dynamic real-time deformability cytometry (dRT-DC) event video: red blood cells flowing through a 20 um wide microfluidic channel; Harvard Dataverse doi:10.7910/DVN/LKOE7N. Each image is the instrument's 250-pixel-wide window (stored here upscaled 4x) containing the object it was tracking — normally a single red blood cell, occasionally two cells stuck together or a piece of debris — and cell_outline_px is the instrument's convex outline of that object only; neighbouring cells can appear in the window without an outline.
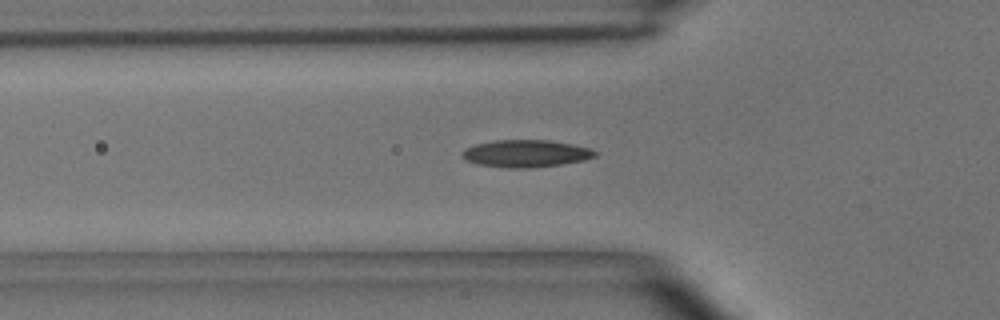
{"species": "common noctule bat (a hibernating species)", "species_latin": "Nyctalus noctula", "temperature_condition": "room temperature", "stored_images_in_passage": 37, "camera_frame_rate_fps": 3000, "um_per_image_px": 0.085, "animal": {"sex": "male", "body_mass_g": 15.6}, "frame": {"image": 1, "passage_image": 4, "time_ms": 1.0, "image_size_px": [1000, 320], "cell_outline_px": [[596, 156], [584, 160], [560, 164], [528, 168], [508, 168], [476, 164], [464, 160], [460, 156], [468, 148], [476, 144], [496, 140], [548, 140], [572, 144], [588, 148], [596, 152]], "centroid_in_image_um": [44.67, 13.05], "position_along_channel_um": 81.1, "area_um2": 20.92}}
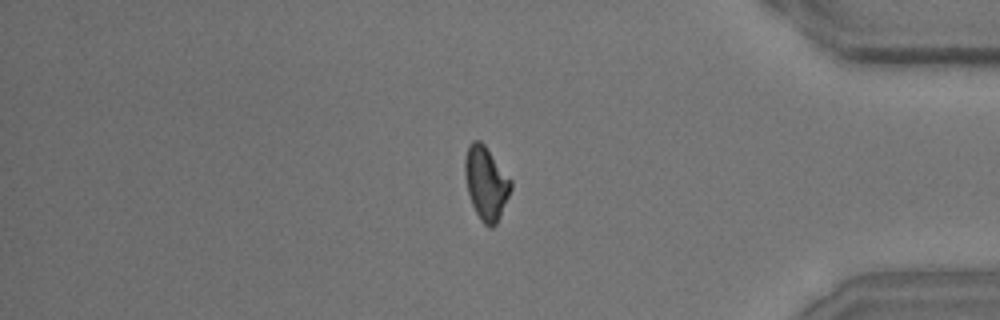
{"frame": {"image": 2, "passage_image": 29, "time_ms": 9.333, "image_size_px": [1000, 320], "cell_outline_px": [[512, 188], [500, 216], [496, 224], [492, 228], [488, 228], [480, 220], [472, 204], [468, 192], [464, 172], [464, 160], [468, 148], [472, 140], [480, 140], [484, 144], [512, 180]], "centroid_in_image_um": [41.32, 15.57], "position_along_channel_um": 393.9, "area_um2": 19.59}}
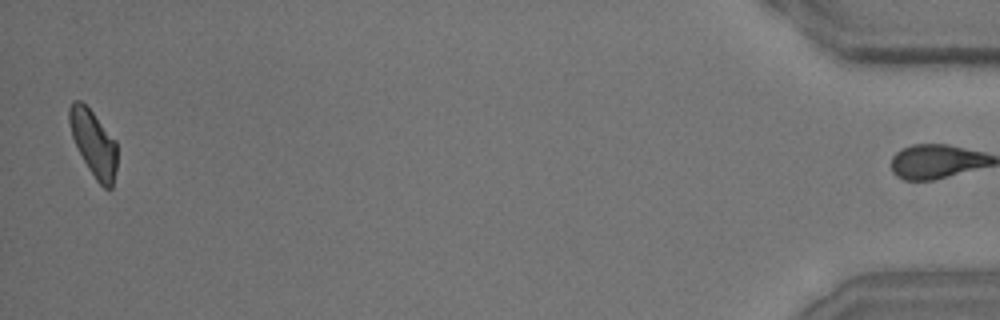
{"frame": {"image": 3, "passage_image": 36, "time_ms": 11.667, "image_size_px": [1000, 320], "cell_outline_px": [[116, 172], [112, 188], [104, 188], [96, 180], [88, 168], [72, 136], [68, 120], [68, 108], [72, 100], [80, 100], [92, 112], [116, 140]], "centroid_in_image_um": [7.95, 12.17], "position_along_channel_um": 427.3, "area_um2": 18.21}, "authors_computed_cell_mechanics": {"area_um2": 19.5364, "velocity_mm_per_s": 4.0771, "shape_relaxation_time_tau1_ms": 4.2535, "shape_relaxation_time_tau2_ms": 3.0022, "deformation_change_tau1": 0.1354, "deformation_change_tau2": 0.0912}}